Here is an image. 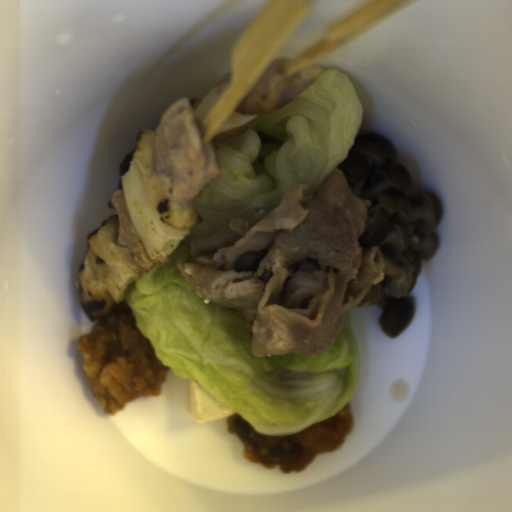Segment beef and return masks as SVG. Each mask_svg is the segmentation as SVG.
Instances as JSON below:
<instances>
[{
    "label": "beef",
    "mask_w": 512,
    "mask_h": 512,
    "mask_svg": "<svg viewBox=\"0 0 512 512\" xmlns=\"http://www.w3.org/2000/svg\"><path fill=\"white\" fill-rule=\"evenodd\" d=\"M307 187L192 238L190 259L176 263L205 303L241 311L258 358L328 351L347 313L384 279L380 246L359 243L372 202L336 167L304 197Z\"/></svg>",
    "instance_id": "obj_1"
}]
</instances>
